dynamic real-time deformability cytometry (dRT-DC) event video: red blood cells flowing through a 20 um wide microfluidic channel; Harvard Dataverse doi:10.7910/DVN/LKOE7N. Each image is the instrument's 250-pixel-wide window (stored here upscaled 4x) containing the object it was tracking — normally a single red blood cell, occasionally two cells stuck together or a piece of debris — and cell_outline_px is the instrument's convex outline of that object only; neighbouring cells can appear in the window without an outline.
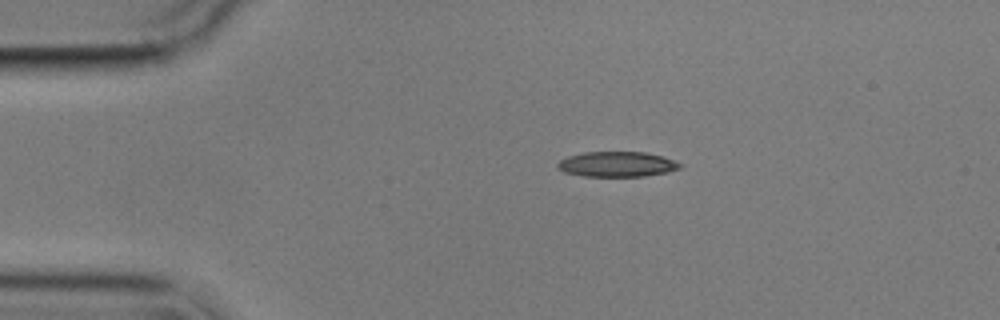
{"species": "common noctule bat (a hibernating species)", "species_latin": "Nyctalus noctula", "temperature_condition": "cold", "stored_images_in_passage": 5, "camera_frame_rate_fps": 3000, "um_per_image_px": 0.085, "animal": {"sex": "male", "body_mass_g": 17.9}, "frame": {"image": 1, "passage_image": 3, "time_ms": 3.333, "image_size_px": [1000, 320], "cell_outline_px": [[684, 164], [680, 168], [668, 172], [644, 176], [584, 176], [564, 172], [556, 164], [560, 160], [568, 156], [584, 152], [644, 152], [660, 156]], "centroid_in_image_um": [52.45, 13.96], "position_along_channel_um": 32.6, "area_um2": 17.8}}
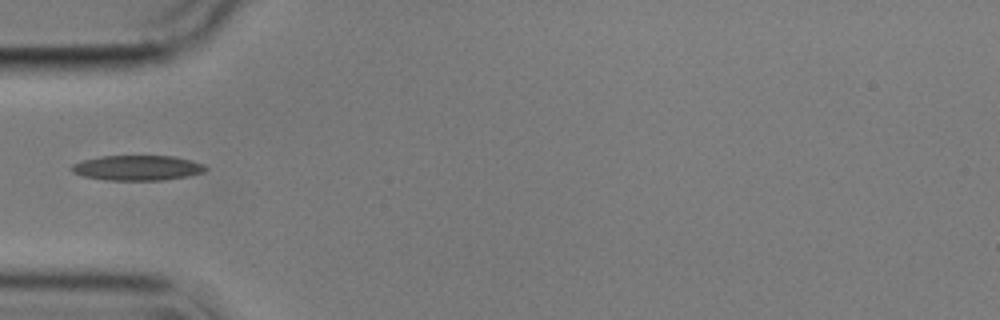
{"frame": {"image": 2, "passage_image": 5, "time_ms": 5.667, "image_size_px": [1000, 320], "cell_outline_px": [[208, 168], [204, 172], [188, 176], [164, 180], [104, 180], [84, 176], [72, 172], [68, 168], [72, 164], [84, 160], [100, 156], [172, 156], [192, 160], [204, 164]], "centroid_in_image_um": [11.68, 14.27], "position_along_channel_um": 73.3, "area_um2": 19.71}}